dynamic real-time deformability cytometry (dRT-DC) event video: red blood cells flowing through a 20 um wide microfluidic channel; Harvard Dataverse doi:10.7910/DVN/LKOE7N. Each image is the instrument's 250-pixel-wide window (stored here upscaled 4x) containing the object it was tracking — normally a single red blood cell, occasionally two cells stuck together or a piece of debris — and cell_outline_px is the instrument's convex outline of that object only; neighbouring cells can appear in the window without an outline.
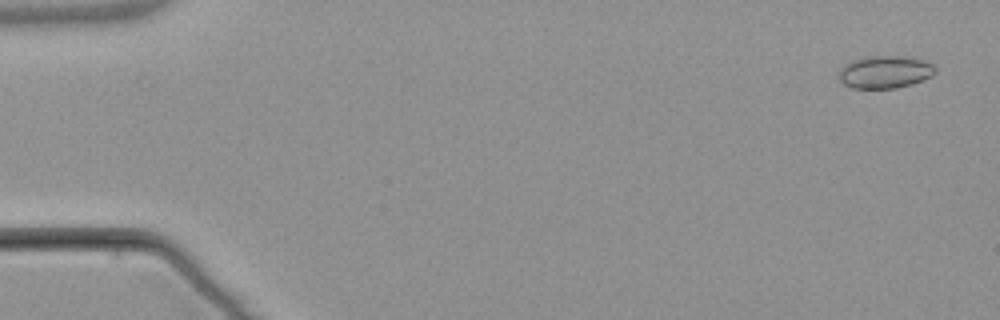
{"species": "common noctule bat (a hibernating species)", "species_latin": "Nyctalus noctula", "temperature_condition": "warm", "stored_images_in_passage": 6, "camera_frame_rate_fps": 3000, "um_per_image_px": 0.085, "animal": {"sex": "male", "body_mass_g": 21.5, "forearm_length_mm": 52.0}, "frame": {"image": 1, "passage_image": 1, "time_ms": 0.0, "image_size_px": [1000, 320], "cell_outline_px": [[936, 72], [932, 76], [912, 84], [896, 88], [852, 88], [844, 84], [840, 80], [840, 68], [844, 64], [852, 60], [868, 56], [908, 56], [924, 60], [932, 64], [936, 68]], "centroid_in_image_um": [75.24, 6.11], "position_along_channel_um": 9.8, "area_um2": 18.38}}
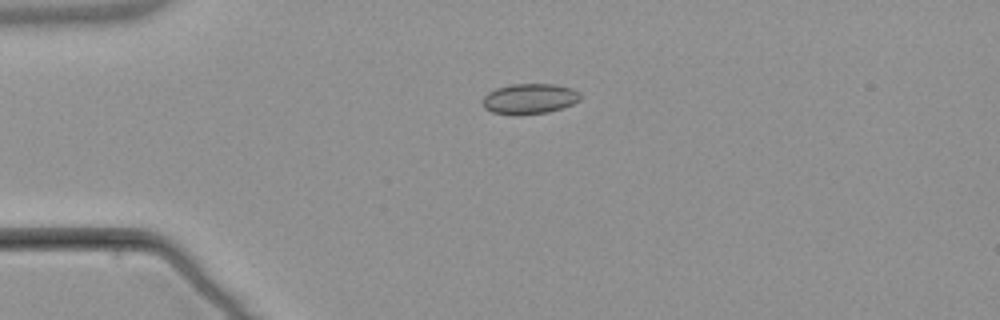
{"frame": {"image": 2, "passage_image": 4, "time_ms": 3.667, "image_size_px": [1000, 320], "cell_outline_px": [[580, 100], [572, 104], [548, 112], [520, 116], [512, 116], [492, 112], [484, 108], [480, 100], [488, 92], [496, 88], [512, 84], [552, 84], [572, 88], [580, 92]], "centroid_in_image_um": [44.96, 8.41], "position_along_channel_um": 40.0, "area_um2": 17.63}}
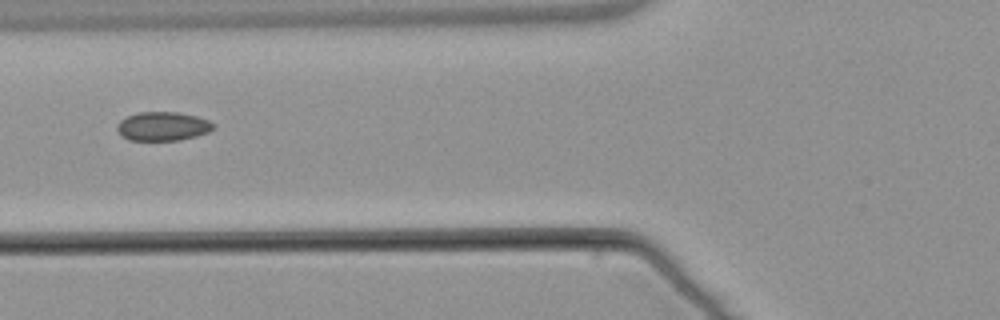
{"frame": {"image": 3, "passage_image": 6, "time_ms": 6.333, "image_size_px": [1000, 320], "cell_outline_px": [[216, 124], [208, 132], [196, 136], [180, 140], [128, 140], [116, 128], [116, 124], [120, 120], [128, 116], [140, 112], [176, 112], [196, 116], [208, 120]], "centroid_in_image_um": [13.84, 10.73], "position_along_channel_um": 112.0, "area_um2": 16.07}}